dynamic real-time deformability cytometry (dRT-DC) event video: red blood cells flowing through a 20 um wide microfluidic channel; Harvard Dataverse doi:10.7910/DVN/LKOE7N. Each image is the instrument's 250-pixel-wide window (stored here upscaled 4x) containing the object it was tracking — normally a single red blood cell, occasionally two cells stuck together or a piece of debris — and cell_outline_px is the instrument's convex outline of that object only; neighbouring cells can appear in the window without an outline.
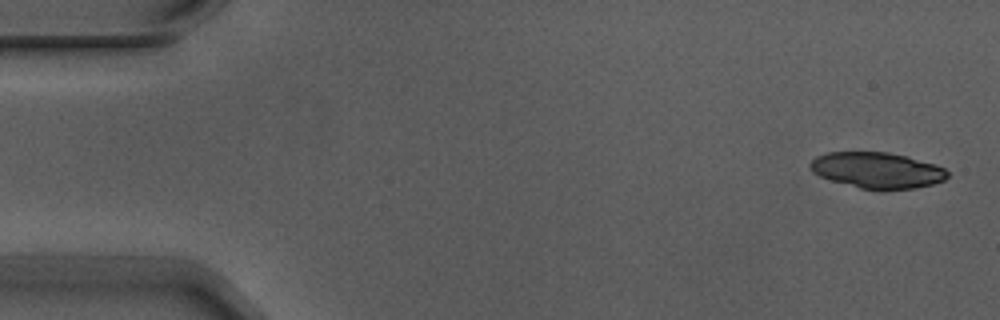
{"species": "Egyptian fruit bat (a non-hibernating species)", "species_latin": "Rousettus aegyptiacus", "temperature_condition": "warm", "stored_images_in_passage": 5, "segment_of_instrument_passage": [1, 2], "camera_frame_rate_fps": 3000, "um_per_image_px": 0.085, "animal": {"sex": "male"}, "frame": {"image": 1, "passage_image": 1, "time_ms": 0.0, "image_size_px": [1000, 320], "cell_outline_px": [[948, 176], [944, 180], [932, 184], [912, 188], [880, 192], [860, 188], [832, 180], [820, 176], [812, 172], [808, 168], [808, 164], [816, 156], [828, 152], [888, 152], [904, 156], [932, 164], [944, 168], [948, 172]], "centroid_in_image_um": [74.51, 14.49], "position_along_channel_um": 10.5, "area_um2": 28.84}}